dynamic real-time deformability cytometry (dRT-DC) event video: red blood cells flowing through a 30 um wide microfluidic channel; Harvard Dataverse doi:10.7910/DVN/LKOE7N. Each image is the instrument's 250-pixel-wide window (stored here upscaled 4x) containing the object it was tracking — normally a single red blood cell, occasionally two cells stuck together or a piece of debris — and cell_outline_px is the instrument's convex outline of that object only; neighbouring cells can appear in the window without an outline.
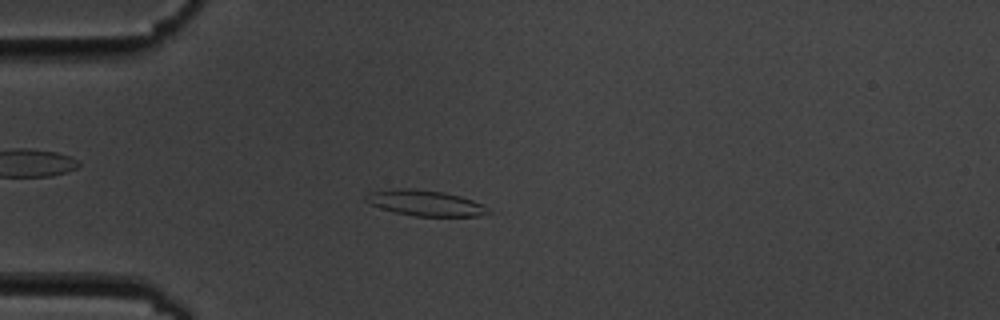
{"species": "common noctule bat (a hibernating species)", "species_latin": "Nyctalus noctula", "temperature_condition": "cold", "stored_images_in_passage": 9, "camera_frame_rate_fps": 3000, "um_per_image_px": 0.085, "animal": {"sex": "male", "body_mass_g": 19.5, "forearm_length_mm": 54.6}, "frame": {"image": 1, "passage_image": 4, "time_ms": 3.667, "image_size_px": [1000, 320], "cell_outline_px": [[492, 212], [480, 216], [416, 216], [396, 212], [380, 208], [364, 200], [364, 196], [368, 192], [404, 188], [408, 188], [444, 192], [460, 196], [484, 204]], "centroid_in_image_um": [36.18, 17.26], "position_along_channel_um": 48.8, "area_um2": 18.21}}
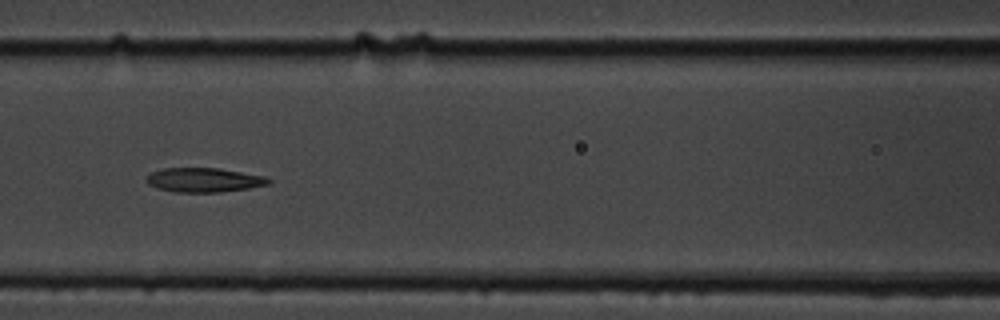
{"frame": {"image": 2, "passage_image": 7, "time_ms": 7.0, "image_size_px": [1000, 320], "cell_outline_px": [[272, 184], [248, 188], [220, 192], [176, 192], [156, 188], [148, 184], [148, 176], [152, 172], [164, 168], [220, 168], [264, 176], [272, 180]], "centroid_in_image_um": [17.38, 15.3], "position_along_channel_um": 149.2, "area_um2": 17.22}}
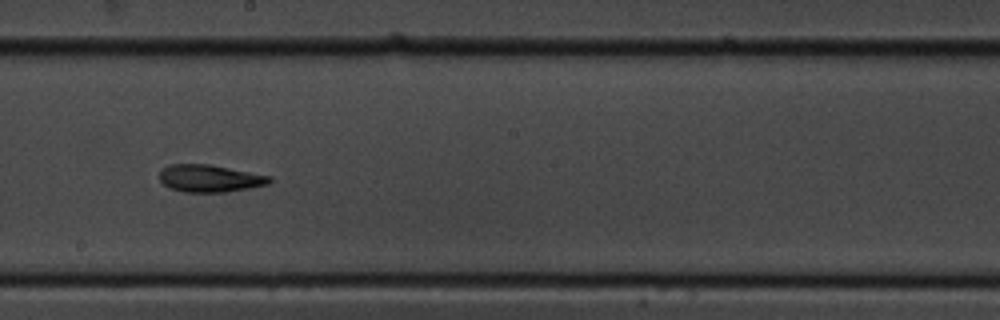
{"frame": {"image": 3, "passage_image": 9, "time_ms": 9.333, "image_size_px": [1000, 320], "cell_outline_px": [[272, 180], [268, 184], [248, 188], [224, 192], [184, 192], [168, 188], [160, 180], [160, 168], [168, 164], [208, 164], [272, 176]], "centroid_in_image_um": [17.79, 15.16], "position_along_channel_um": 230.4, "area_um2": 17.57}}